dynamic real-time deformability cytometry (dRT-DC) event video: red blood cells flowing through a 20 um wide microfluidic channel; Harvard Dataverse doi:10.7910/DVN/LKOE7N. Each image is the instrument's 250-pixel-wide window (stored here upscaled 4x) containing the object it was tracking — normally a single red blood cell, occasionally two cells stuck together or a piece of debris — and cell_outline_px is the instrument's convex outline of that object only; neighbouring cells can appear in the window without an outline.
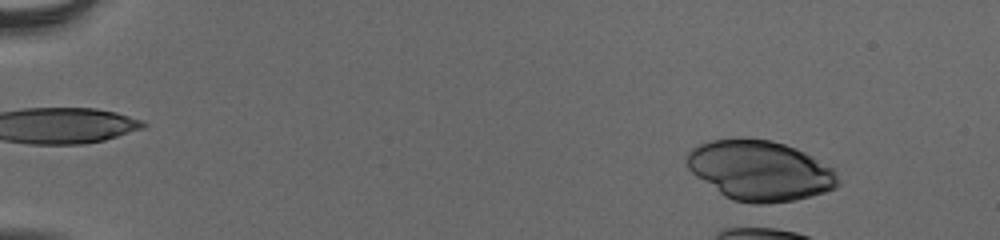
{"species": "human", "species_latin": "Homo sapiens", "temperature_condition": "cold", "stored_images_in_passage": 7, "camera_frame_rate_fps": 3000, "um_per_image_px": 0.085, "donor": {"sex": "male"}, "frame": {"image": 1, "passage_image": 6, "time_ms": 1.667, "image_size_px": [1000, 240], "cell_outline_px": [[840, 184], [836, 188], [824, 192], [796, 200], [764, 204], [752, 204], [732, 200], [724, 196], [696, 176], [684, 164], [688, 152], [692, 148], [700, 144], [712, 140], [740, 136], [772, 140], [796, 148], [812, 156], [832, 168], [840, 180]], "centroid_in_image_um": [64.57, 14.48], "position_along_channel_um": 20.4, "area_um2": 53.41}}